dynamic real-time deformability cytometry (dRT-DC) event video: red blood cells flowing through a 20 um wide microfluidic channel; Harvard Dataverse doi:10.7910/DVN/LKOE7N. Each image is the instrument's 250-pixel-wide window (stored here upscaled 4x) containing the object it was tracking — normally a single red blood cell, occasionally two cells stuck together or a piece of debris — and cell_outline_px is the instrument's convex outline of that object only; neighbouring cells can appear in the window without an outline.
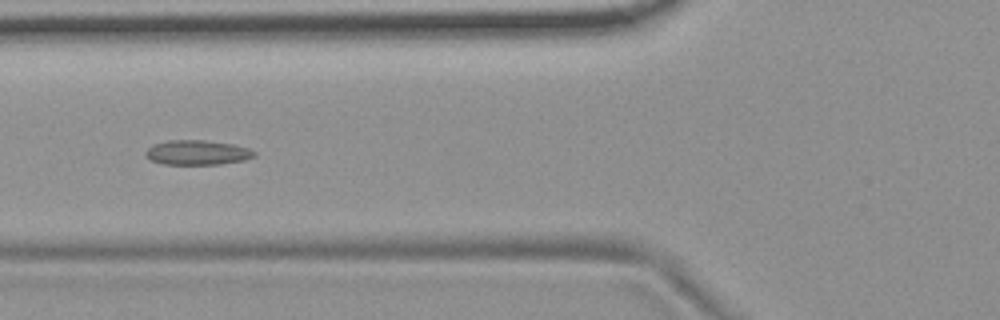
{"species": "common noctule bat (a hibernating species)", "species_latin": "Nyctalus noctula", "temperature_condition": "room temperature", "stored_images_in_passage": 5, "camera_frame_rate_fps": 3000, "um_per_image_px": 0.085, "animal": {"sex": "female", "body_mass_g": 19.9}, "frame": {"image": 1, "passage_image": 3, "time_ms": 0.667, "image_size_px": [1000, 320], "cell_outline_px": [[256, 156], [244, 160], [220, 164], [164, 164], [152, 160], [144, 156], [144, 152], [152, 144], [168, 140], [204, 140], [232, 144], [248, 148], [256, 152]], "centroid_in_image_um": [16.75, 12.96], "position_along_channel_um": 109.1, "area_um2": 15.66}}
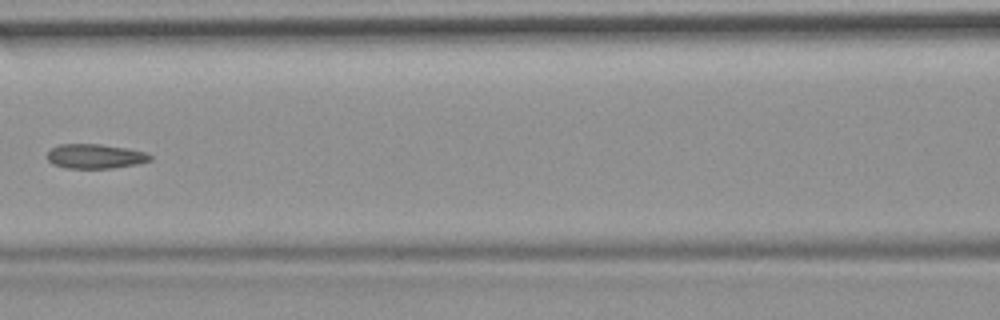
{"frame": {"image": 2, "passage_image": 4, "time_ms": 1.0, "image_size_px": [1000, 320], "cell_outline_px": [[152, 160], [140, 164], [112, 168], [64, 168], [52, 164], [48, 160], [48, 152], [52, 148], [60, 144], [100, 144], [128, 148], [144, 152], [152, 156]], "centroid_in_image_um": [8.11, 13.29], "position_along_channel_um": 158.5, "area_um2": 14.8}}